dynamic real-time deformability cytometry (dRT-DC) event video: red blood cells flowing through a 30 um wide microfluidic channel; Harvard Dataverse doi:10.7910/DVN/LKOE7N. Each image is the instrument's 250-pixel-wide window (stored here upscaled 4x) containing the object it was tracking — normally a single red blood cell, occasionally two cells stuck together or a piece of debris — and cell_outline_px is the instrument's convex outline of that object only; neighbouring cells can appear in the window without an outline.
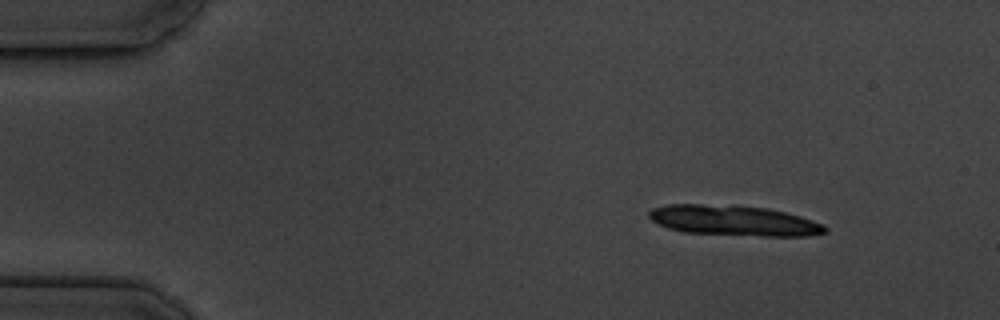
{"species": "common noctule bat (a hibernating species)", "species_latin": "Nyctalus noctula", "temperature_condition": "cold", "stored_images_in_passage": 3, "camera_frame_rate_fps": 3000, "um_per_image_px": 0.085, "animal": {"sex": "male", "body_mass_g": 19.5, "forearm_length_mm": 54.6}, "frame": {"image": 1, "passage_image": 1, "time_ms": 0.0, "image_size_px": [1000, 320], "cell_outline_px": [[828, 228], [824, 232], [808, 236], [764, 236], [684, 232], [668, 228], [652, 220], [648, 216], [648, 212], [652, 208], [668, 204], [736, 204], [768, 208], [800, 216], [824, 224]], "centroid_in_image_um": [62.37, 18.73], "position_along_channel_um": 22.6, "area_um2": 31.33}}